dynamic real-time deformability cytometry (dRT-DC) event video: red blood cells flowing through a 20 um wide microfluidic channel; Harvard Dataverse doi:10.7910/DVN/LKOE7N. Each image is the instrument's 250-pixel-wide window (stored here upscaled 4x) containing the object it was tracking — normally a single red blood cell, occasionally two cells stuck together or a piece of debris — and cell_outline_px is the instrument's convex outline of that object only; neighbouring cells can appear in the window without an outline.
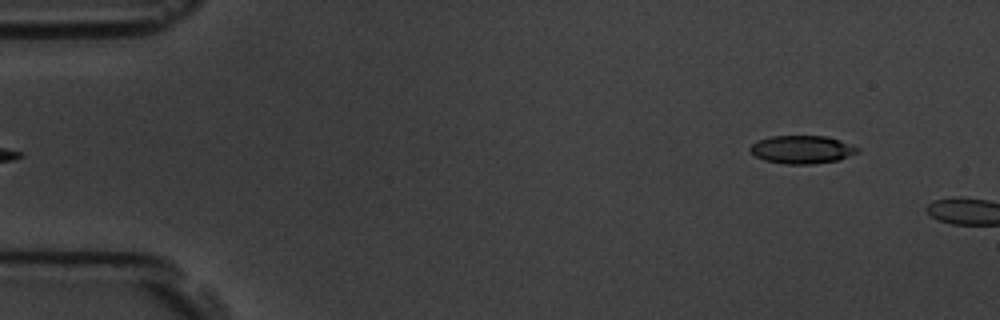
{"species": "common noctule bat (a hibernating species)", "species_latin": "Nyctalus noctula", "temperature_condition": "room temperature", "stored_images_in_passage": 5, "camera_frame_rate_fps": 3000, "um_per_image_px": 0.085, "animal": {"sex": "male", "body_mass_g": 19.5, "forearm_length_mm": 54.6}, "frame": {"image": 1, "passage_image": 5, "time_ms": 4.333, "image_size_px": [1000, 320], "cell_outline_px": [[860, 152], [836, 160], [812, 164], [788, 164], [764, 160], [756, 156], [748, 148], [756, 140], [772, 136], [824, 136], [840, 140], [860, 148]], "centroid_in_image_um": [68.16, 12.7], "position_along_channel_um": 16.8, "area_um2": 17.46}}